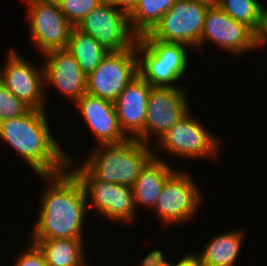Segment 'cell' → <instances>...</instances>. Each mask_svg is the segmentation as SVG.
<instances>
[{"label": "cell", "mask_w": 267, "mask_h": 266, "mask_svg": "<svg viewBox=\"0 0 267 266\" xmlns=\"http://www.w3.org/2000/svg\"><path fill=\"white\" fill-rule=\"evenodd\" d=\"M39 177L46 182L47 189L41 195L39 217L29 239H83L89 212L82 183L69 168Z\"/></svg>", "instance_id": "6da1fadb"}, {"label": "cell", "mask_w": 267, "mask_h": 266, "mask_svg": "<svg viewBox=\"0 0 267 266\" xmlns=\"http://www.w3.org/2000/svg\"><path fill=\"white\" fill-rule=\"evenodd\" d=\"M206 41L236 56L258 49L255 32L247 25L231 18L219 6L208 7L198 48L201 49Z\"/></svg>", "instance_id": "4fadbf2b"}, {"label": "cell", "mask_w": 267, "mask_h": 266, "mask_svg": "<svg viewBox=\"0 0 267 266\" xmlns=\"http://www.w3.org/2000/svg\"><path fill=\"white\" fill-rule=\"evenodd\" d=\"M176 0H138L137 4L128 14L132 32L141 37L149 33L169 11Z\"/></svg>", "instance_id": "7402d4cb"}, {"label": "cell", "mask_w": 267, "mask_h": 266, "mask_svg": "<svg viewBox=\"0 0 267 266\" xmlns=\"http://www.w3.org/2000/svg\"><path fill=\"white\" fill-rule=\"evenodd\" d=\"M71 157L68 158V168L82 183L86 194L88 212L93 209V212L95 210L96 213L113 222H124L125 225L133 223L137 215L133 189L96 179L82 164L74 163L75 159Z\"/></svg>", "instance_id": "5b68a950"}, {"label": "cell", "mask_w": 267, "mask_h": 266, "mask_svg": "<svg viewBox=\"0 0 267 266\" xmlns=\"http://www.w3.org/2000/svg\"><path fill=\"white\" fill-rule=\"evenodd\" d=\"M30 62L17 49L10 48L7 61L0 69V82L31 109L46 110L43 64L40 68Z\"/></svg>", "instance_id": "7c38bea8"}, {"label": "cell", "mask_w": 267, "mask_h": 266, "mask_svg": "<svg viewBox=\"0 0 267 266\" xmlns=\"http://www.w3.org/2000/svg\"><path fill=\"white\" fill-rule=\"evenodd\" d=\"M262 3L259 0H219L218 6L234 20L258 29Z\"/></svg>", "instance_id": "603a6c76"}, {"label": "cell", "mask_w": 267, "mask_h": 266, "mask_svg": "<svg viewBox=\"0 0 267 266\" xmlns=\"http://www.w3.org/2000/svg\"><path fill=\"white\" fill-rule=\"evenodd\" d=\"M205 127L190 110L155 143L156 148L182 159H217L224 143Z\"/></svg>", "instance_id": "8992f818"}, {"label": "cell", "mask_w": 267, "mask_h": 266, "mask_svg": "<svg viewBox=\"0 0 267 266\" xmlns=\"http://www.w3.org/2000/svg\"><path fill=\"white\" fill-rule=\"evenodd\" d=\"M175 171L167 159L159 158L154 153V157L141 170L132 187L136 210L139 205L153 210L164 184Z\"/></svg>", "instance_id": "ac0fdd59"}, {"label": "cell", "mask_w": 267, "mask_h": 266, "mask_svg": "<svg viewBox=\"0 0 267 266\" xmlns=\"http://www.w3.org/2000/svg\"><path fill=\"white\" fill-rule=\"evenodd\" d=\"M208 7L193 0H176L148 34L153 39L198 49Z\"/></svg>", "instance_id": "30bf717a"}, {"label": "cell", "mask_w": 267, "mask_h": 266, "mask_svg": "<svg viewBox=\"0 0 267 266\" xmlns=\"http://www.w3.org/2000/svg\"><path fill=\"white\" fill-rule=\"evenodd\" d=\"M43 56L45 87L50 83L73 104L76 103L86 93L87 77L74 56L67 49L54 50Z\"/></svg>", "instance_id": "2e32d148"}, {"label": "cell", "mask_w": 267, "mask_h": 266, "mask_svg": "<svg viewBox=\"0 0 267 266\" xmlns=\"http://www.w3.org/2000/svg\"><path fill=\"white\" fill-rule=\"evenodd\" d=\"M67 50L74 56L86 77L92 73L108 54L89 34L73 27Z\"/></svg>", "instance_id": "44dd1931"}, {"label": "cell", "mask_w": 267, "mask_h": 266, "mask_svg": "<svg viewBox=\"0 0 267 266\" xmlns=\"http://www.w3.org/2000/svg\"><path fill=\"white\" fill-rule=\"evenodd\" d=\"M108 2L129 14L138 0H108Z\"/></svg>", "instance_id": "f546056e"}, {"label": "cell", "mask_w": 267, "mask_h": 266, "mask_svg": "<svg viewBox=\"0 0 267 266\" xmlns=\"http://www.w3.org/2000/svg\"><path fill=\"white\" fill-rule=\"evenodd\" d=\"M197 1L203 4H206L207 6H218L219 0H193Z\"/></svg>", "instance_id": "4dcf8cb0"}, {"label": "cell", "mask_w": 267, "mask_h": 266, "mask_svg": "<svg viewBox=\"0 0 267 266\" xmlns=\"http://www.w3.org/2000/svg\"><path fill=\"white\" fill-rule=\"evenodd\" d=\"M137 57L135 45L119 53H108L87 76L86 93L114 103L138 75Z\"/></svg>", "instance_id": "8fae6325"}, {"label": "cell", "mask_w": 267, "mask_h": 266, "mask_svg": "<svg viewBox=\"0 0 267 266\" xmlns=\"http://www.w3.org/2000/svg\"><path fill=\"white\" fill-rule=\"evenodd\" d=\"M46 110L30 109L0 122V140L11 146L36 175H54L68 168L67 152L50 130Z\"/></svg>", "instance_id": "7a4b0ae2"}, {"label": "cell", "mask_w": 267, "mask_h": 266, "mask_svg": "<svg viewBox=\"0 0 267 266\" xmlns=\"http://www.w3.org/2000/svg\"><path fill=\"white\" fill-rule=\"evenodd\" d=\"M75 105L99 145L117 144L127 139L119 127L113 102L84 93Z\"/></svg>", "instance_id": "e0dca14e"}, {"label": "cell", "mask_w": 267, "mask_h": 266, "mask_svg": "<svg viewBox=\"0 0 267 266\" xmlns=\"http://www.w3.org/2000/svg\"><path fill=\"white\" fill-rule=\"evenodd\" d=\"M177 170L167 179L153 209L162 225L191 221L203 202L202 193L187 170Z\"/></svg>", "instance_id": "9c48e42d"}, {"label": "cell", "mask_w": 267, "mask_h": 266, "mask_svg": "<svg viewBox=\"0 0 267 266\" xmlns=\"http://www.w3.org/2000/svg\"><path fill=\"white\" fill-rule=\"evenodd\" d=\"M188 48L191 47L182 43L153 39L148 33L138 37L135 43L136 54L140 56L138 74L152 87L185 88L176 82L186 75Z\"/></svg>", "instance_id": "277c9868"}, {"label": "cell", "mask_w": 267, "mask_h": 266, "mask_svg": "<svg viewBox=\"0 0 267 266\" xmlns=\"http://www.w3.org/2000/svg\"><path fill=\"white\" fill-rule=\"evenodd\" d=\"M91 35L107 53L131 49L137 36L132 32L128 13L103 1L76 26Z\"/></svg>", "instance_id": "52a82bcc"}, {"label": "cell", "mask_w": 267, "mask_h": 266, "mask_svg": "<svg viewBox=\"0 0 267 266\" xmlns=\"http://www.w3.org/2000/svg\"><path fill=\"white\" fill-rule=\"evenodd\" d=\"M28 11L31 43L43 55L67 49L74 27L60 10L56 0H23Z\"/></svg>", "instance_id": "ba28073f"}, {"label": "cell", "mask_w": 267, "mask_h": 266, "mask_svg": "<svg viewBox=\"0 0 267 266\" xmlns=\"http://www.w3.org/2000/svg\"><path fill=\"white\" fill-rule=\"evenodd\" d=\"M30 109L0 82V122L22 116Z\"/></svg>", "instance_id": "d4e9b609"}, {"label": "cell", "mask_w": 267, "mask_h": 266, "mask_svg": "<svg viewBox=\"0 0 267 266\" xmlns=\"http://www.w3.org/2000/svg\"><path fill=\"white\" fill-rule=\"evenodd\" d=\"M151 88L138 74L114 102L119 127L127 138L145 143V119Z\"/></svg>", "instance_id": "9a60e30c"}, {"label": "cell", "mask_w": 267, "mask_h": 266, "mask_svg": "<svg viewBox=\"0 0 267 266\" xmlns=\"http://www.w3.org/2000/svg\"><path fill=\"white\" fill-rule=\"evenodd\" d=\"M170 266H203L202 262L200 260V257L198 254L192 253H187L181 257V259H178L177 262L175 263H170Z\"/></svg>", "instance_id": "f1b7e54d"}, {"label": "cell", "mask_w": 267, "mask_h": 266, "mask_svg": "<svg viewBox=\"0 0 267 266\" xmlns=\"http://www.w3.org/2000/svg\"><path fill=\"white\" fill-rule=\"evenodd\" d=\"M243 230L216 234L198 255L203 266H235L244 241Z\"/></svg>", "instance_id": "d6986e66"}, {"label": "cell", "mask_w": 267, "mask_h": 266, "mask_svg": "<svg viewBox=\"0 0 267 266\" xmlns=\"http://www.w3.org/2000/svg\"><path fill=\"white\" fill-rule=\"evenodd\" d=\"M170 263L165 259L163 251L156 249L147 254L138 266H168Z\"/></svg>", "instance_id": "83f0119b"}, {"label": "cell", "mask_w": 267, "mask_h": 266, "mask_svg": "<svg viewBox=\"0 0 267 266\" xmlns=\"http://www.w3.org/2000/svg\"><path fill=\"white\" fill-rule=\"evenodd\" d=\"M255 42L257 48L267 45V7L264 4L261 5L260 21L258 29L255 31Z\"/></svg>", "instance_id": "4316f807"}, {"label": "cell", "mask_w": 267, "mask_h": 266, "mask_svg": "<svg viewBox=\"0 0 267 266\" xmlns=\"http://www.w3.org/2000/svg\"><path fill=\"white\" fill-rule=\"evenodd\" d=\"M185 88L152 87L145 119V143L157 141L191 109ZM150 141V142H149Z\"/></svg>", "instance_id": "5bb4252c"}, {"label": "cell", "mask_w": 267, "mask_h": 266, "mask_svg": "<svg viewBox=\"0 0 267 266\" xmlns=\"http://www.w3.org/2000/svg\"><path fill=\"white\" fill-rule=\"evenodd\" d=\"M28 242L27 247H24L25 250L15 260L14 266H47L44 254L39 247L35 243Z\"/></svg>", "instance_id": "484cf974"}, {"label": "cell", "mask_w": 267, "mask_h": 266, "mask_svg": "<svg viewBox=\"0 0 267 266\" xmlns=\"http://www.w3.org/2000/svg\"><path fill=\"white\" fill-rule=\"evenodd\" d=\"M29 241L35 243L42 251L47 266H89L84 252L85 248H83V239Z\"/></svg>", "instance_id": "ffe728a7"}, {"label": "cell", "mask_w": 267, "mask_h": 266, "mask_svg": "<svg viewBox=\"0 0 267 266\" xmlns=\"http://www.w3.org/2000/svg\"><path fill=\"white\" fill-rule=\"evenodd\" d=\"M149 146L136 138L100 144L81 164L98 180L132 188L141 170L154 157L156 149Z\"/></svg>", "instance_id": "3957f363"}, {"label": "cell", "mask_w": 267, "mask_h": 266, "mask_svg": "<svg viewBox=\"0 0 267 266\" xmlns=\"http://www.w3.org/2000/svg\"><path fill=\"white\" fill-rule=\"evenodd\" d=\"M57 4L69 20V22L76 27L82 19L91 13L102 0H56Z\"/></svg>", "instance_id": "cb8c5ba5"}]
</instances>
